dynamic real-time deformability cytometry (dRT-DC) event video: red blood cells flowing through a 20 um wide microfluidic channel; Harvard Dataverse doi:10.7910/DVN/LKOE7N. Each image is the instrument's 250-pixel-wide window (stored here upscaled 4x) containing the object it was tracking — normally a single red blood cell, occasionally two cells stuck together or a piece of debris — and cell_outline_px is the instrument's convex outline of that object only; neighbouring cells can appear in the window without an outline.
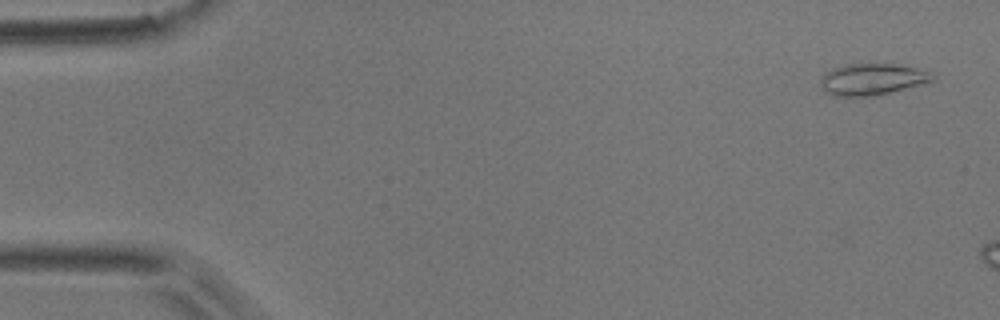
{"species": "common noctule bat (a hibernating species)", "species_latin": "Nyctalus noctula", "temperature_condition": "room temperature", "stored_images_in_passage": 8, "camera_frame_rate_fps": 3000, "um_per_image_px": 0.085, "animal": {"sex": "male", "body_mass_g": 17.9}, "frame": {"image": 1, "passage_image": 2, "time_ms": 0.333, "image_size_px": [1000, 320], "cell_outline_px": [[936, 76], [932, 80], [920, 84], [880, 96], [832, 96], [820, 84], [820, 80], [832, 68], [844, 64], [896, 64], [920, 68], [932, 72]], "centroid_in_image_um": [74.18, 6.74], "position_along_channel_um": 10.8, "area_um2": 20.63}}